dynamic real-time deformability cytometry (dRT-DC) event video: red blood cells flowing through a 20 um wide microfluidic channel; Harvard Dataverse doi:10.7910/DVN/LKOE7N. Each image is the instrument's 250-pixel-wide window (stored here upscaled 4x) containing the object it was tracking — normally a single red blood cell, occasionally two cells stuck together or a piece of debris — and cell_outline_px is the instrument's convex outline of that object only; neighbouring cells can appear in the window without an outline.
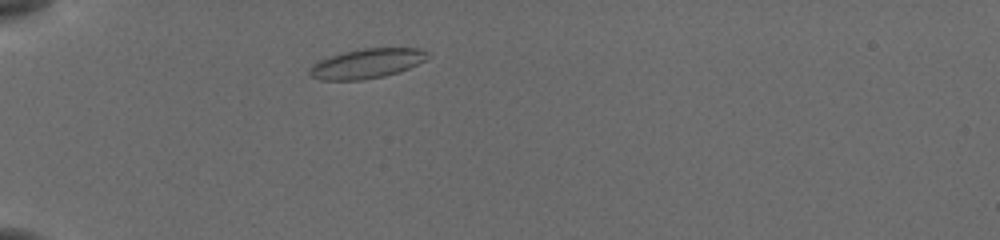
{"species": "common noctule bat (a hibernating species)", "species_latin": "Nyctalus noctula", "temperature_condition": "cold", "stored_images_in_passage": 43, "camera_frame_rate_fps": 3000, "um_per_image_px": 0.085, "animal": {"sex": "female", "body_mass_g": 19.5, "forearm_length_mm": 54.1}, "frame": {"image": 1, "passage_image": 5, "time_ms": 1.333, "image_size_px": [1000, 240], "cell_outline_px": [[432, 56], [408, 68], [384, 76], [360, 80], [320, 80], [312, 76], [308, 72], [308, 68], [320, 60], [344, 52], [364, 48], [420, 48], [428, 52]], "centroid_in_image_um": [31.19, 5.39], "position_along_channel_um": 53.8, "area_um2": 20.17}}
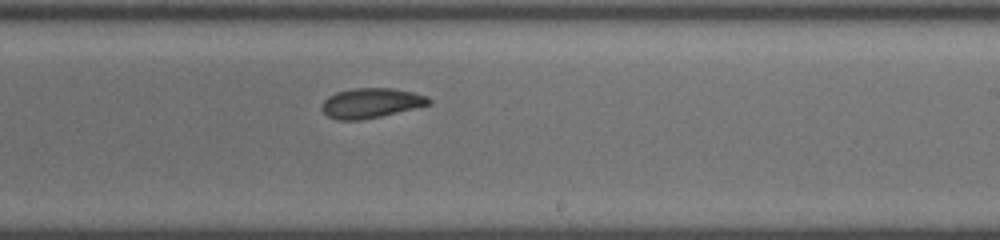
{"frame": {"image": 2, "passage_image": 23, "time_ms": 7.333, "image_size_px": [1000, 240], "cell_outline_px": [[432, 104], [380, 116], [360, 120], [336, 120], [328, 116], [320, 108], [320, 104], [328, 96], [336, 92], [352, 88], [392, 88], [412, 92], [428, 96], [432, 100]], "centroid_in_image_um": [31.52, 8.75], "position_along_channel_um": 257.5, "area_um2": 18.73}}
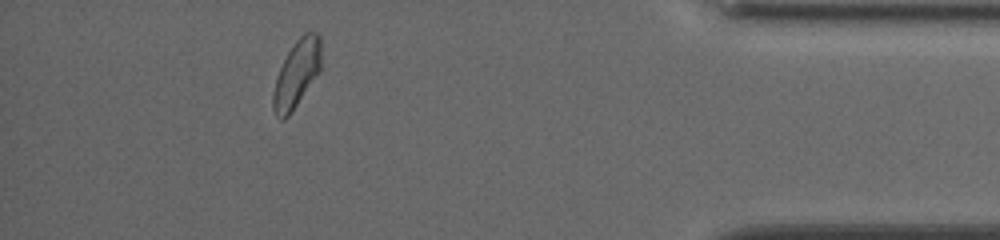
{"frame": {"image": 3, "passage_image": 38, "time_ms": 12.333, "image_size_px": [1000, 240], "cell_outline_px": [[320, 68], [288, 116], [284, 120], [280, 120], [276, 116], [272, 108], [272, 96], [276, 76], [288, 52], [296, 40], [304, 32], [316, 32], [320, 36]], "centroid_in_image_um": [25.17, 6.26], "position_along_channel_um": 410.0, "area_um2": 18.26}, "authors_computed_cell_mechanics": {"area_um2": 19.074, "velocity_mm_per_s": 3.801, "shape_relaxation_time_tau1_ms": 7.2131, "shape_relaxation_time_tau2_ms": 4.752, "deformation_change_tau1": 0.1269, "deformation_change_tau2": 0.0841}}